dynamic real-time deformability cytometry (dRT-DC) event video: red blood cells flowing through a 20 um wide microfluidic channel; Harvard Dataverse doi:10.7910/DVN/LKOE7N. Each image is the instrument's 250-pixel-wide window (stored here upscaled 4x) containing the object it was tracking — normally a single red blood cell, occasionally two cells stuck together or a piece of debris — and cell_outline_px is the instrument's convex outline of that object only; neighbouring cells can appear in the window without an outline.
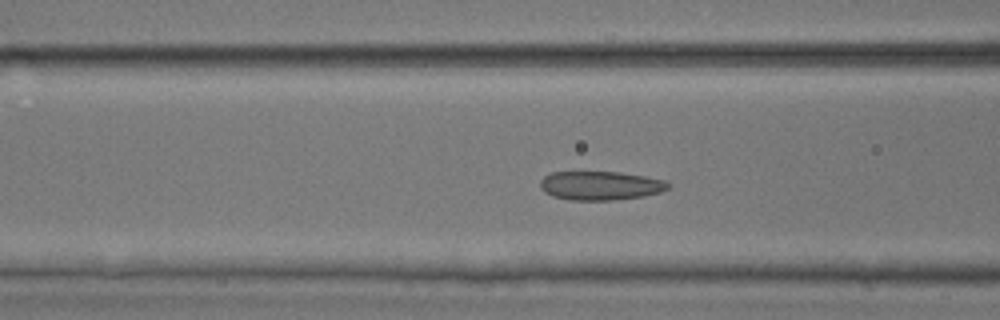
{"species": "common noctule bat (a hibernating species)", "species_latin": "Nyctalus noctula", "temperature_condition": "room temperature", "stored_images_in_passage": 46, "segment_of_instrument_passage": [1, 2], "camera_frame_rate_fps": 3000, "um_per_image_px": 0.085, "animal": {"sex": "male", "body_mass_g": 17.9, "forearm_length_mm": 54.2}, "frame": {"image": 1, "passage_image": 15, "time_ms": 4.667, "image_size_px": [1000, 320], "cell_outline_px": [[672, 184], [668, 188], [660, 192], [644, 196], [612, 200], [568, 200], [552, 196], [544, 192], [540, 188], [540, 180], [544, 176], [552, 172], [620, 172], [644, 176], [664, 180]], "centroid_in_image_um": [51.02, 15.78], "position_along_channel_um": 115.6, "area_um2": 21.62}}
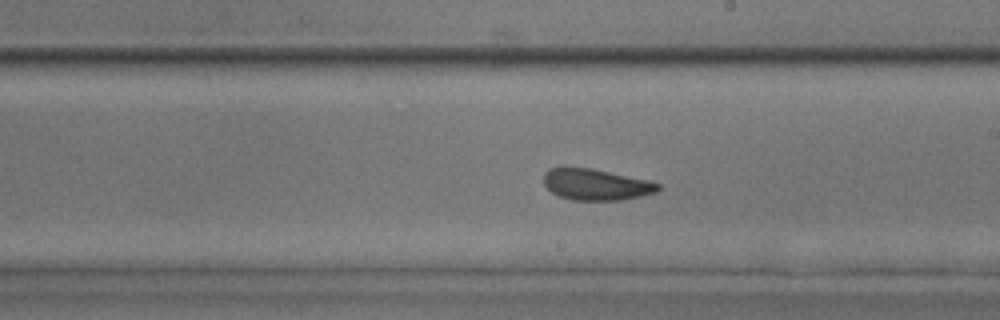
{"frame": {"image": 2, "passage_image": 24, "time_ms": 7.667, "image_size_px": [1000, 320], "cell_outline_px": [[660, 188], [656, 192], [640, 196], [620, 200], [572, 200], [560, 196], [552, 192], [544, 184], [544, 172], [548, 168], [592, 168], [648, 180], [660, 184]], "centroid_in_image_um": [50.66, 15.68], "position_along_channel_um": 238.3, "area_um2": 20.63}}
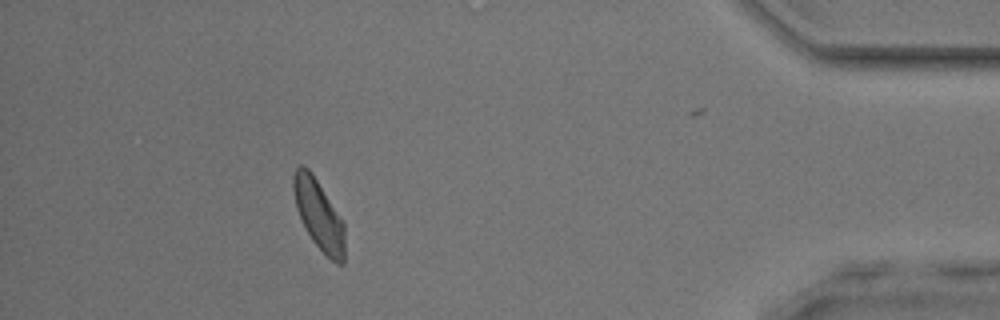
{"frame": {"image": 3, "passage_image": 40, "time_ms": 13.0, "image_size_px": [1000, 320], "cell_outline_px": [[344, 264], [336, 264], [312, 240], [296, 208], [292, 188], [292, 176], [296, 168], [300, 164], [304, 164], [308, 168], [344, 220]], "centroid_in_image_um": [27.1, 18.22], "position_along_channel_um": 408.1, "area_um2": 20.81}}